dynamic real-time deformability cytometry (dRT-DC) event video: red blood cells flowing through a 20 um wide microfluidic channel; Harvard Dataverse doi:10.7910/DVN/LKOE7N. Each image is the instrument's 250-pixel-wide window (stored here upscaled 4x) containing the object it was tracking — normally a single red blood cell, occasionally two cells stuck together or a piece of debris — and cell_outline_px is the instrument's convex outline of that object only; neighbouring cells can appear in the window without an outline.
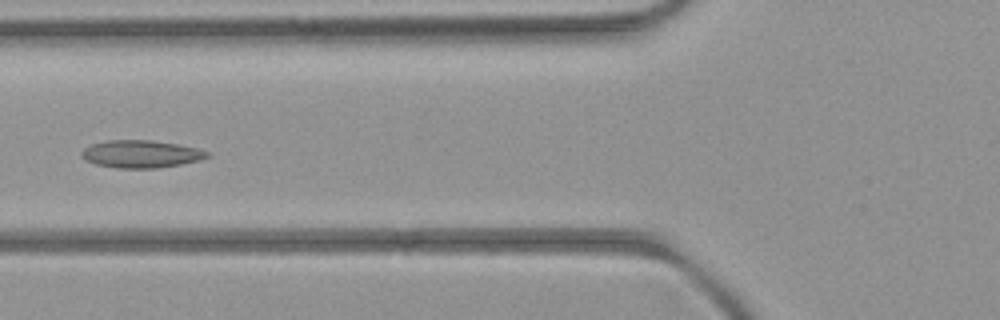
{"species": "common noctule bat (a hibernating species)", "species_latin": "Nyctalus noctula", "temperature_condition": "room temperature", "stored_images_in_passage": 4, "camera_frame_rate_fps": 3000, "um_per_image_px": 0.085, "animal": {"sex": "female", "body_mass_g": 21.9}, "frame": {"image": 1, "passage_image": 4, "time_ms": 3.333, "image_size_px": [1000, 320], "cell_outline_px": [[212, 156], [200, 160], [160, 168], [116, 168], [96, 164], [84, 160], [80, 156], [80, 152], [84, 148], [92, 144], [108, 140], [152, 140], [176, 144], [196, 148], [212, 152]], "centroid_in_image_um": [11.99, 13.09], "position_along_channel_um": 113.8, "area_um2": 20.35}}